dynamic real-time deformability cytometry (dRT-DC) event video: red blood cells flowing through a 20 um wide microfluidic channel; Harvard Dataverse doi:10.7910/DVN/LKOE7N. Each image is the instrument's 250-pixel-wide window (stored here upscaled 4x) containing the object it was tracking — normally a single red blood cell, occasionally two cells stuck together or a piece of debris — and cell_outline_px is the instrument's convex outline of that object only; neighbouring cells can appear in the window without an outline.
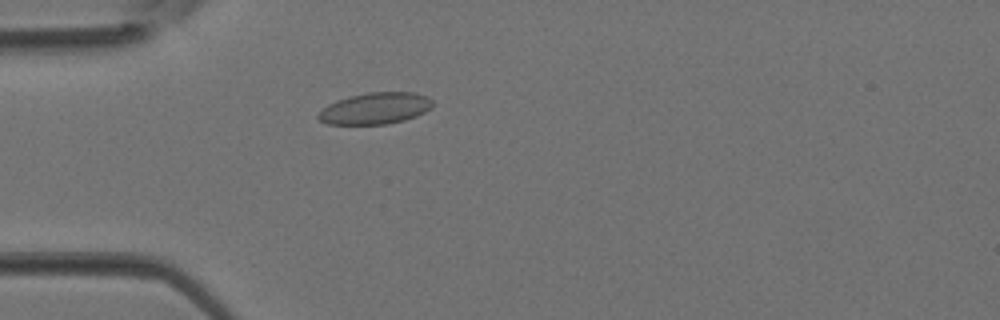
{"species": "Egyptian fruit bat (a non-hibernating species)", "species_latin": "Rousettus aegyptiacus", "temperature_condition": "room temperature", "stored_images_in_passage": 4, "camera_frame_rate_fps": 3000, "um_per_image_px": 0.085, "animal": {"sex": "female"}, "frame": {"image": 1, "passage_image": 4, "time_ms": 1.0, "image_size_px": [1000, 320], "cell_outline_px": [[432, 108], [416, 116], [404, 120], [388, 124], [328, 124], [320, 120], [316, 116], [328, 104], [336, 100], [348, 96], [368, 92], [412, 92], [428, 96], [432, 100]], "centroid_in_image_um": [31.91, 9.2], "position_along_channel_um": 53.1, "area_um2": 21.04}}